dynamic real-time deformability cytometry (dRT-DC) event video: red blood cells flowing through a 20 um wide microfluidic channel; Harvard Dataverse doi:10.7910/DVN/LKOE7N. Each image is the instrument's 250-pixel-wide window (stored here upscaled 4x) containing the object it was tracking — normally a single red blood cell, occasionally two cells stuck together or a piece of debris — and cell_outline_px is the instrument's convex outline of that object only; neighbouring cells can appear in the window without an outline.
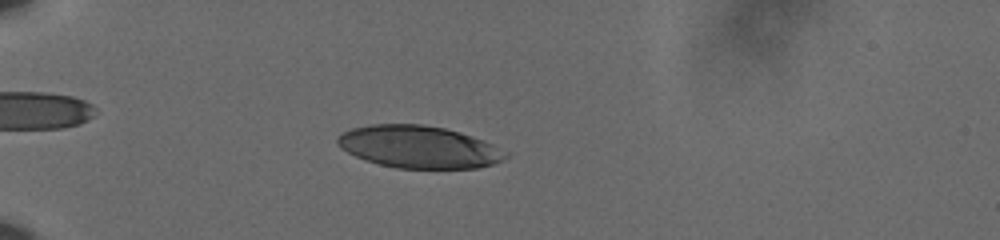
{"species": "human", "species_latin": "Homo sapiens", "temperature_condition": "cold", "stored_images_in_passage": 54, "camera_frame_rate_fps": 3000, "um_per_image_px": 0.085, "donor": {"sex": "male"}, "frame": {"image": 1, "passage_image": 13, "time_ms": 4.0, "image_size_px": [1000, 240], "cell_outline_px": [[508, 156], [504, 160], [492, 164], [476, 168], [396, 168], [380, 164], [356, 156], [340, 148], [336, 144], [336, 136], [352, 128], [372, 124], [424, 124], [444, 128], [460, 132], [484, 140], [508, 152]], "centroid_in_image_um": [35.61, 12.48], "position_along_channel_um": 49.4, "area_um2": 41.44}}
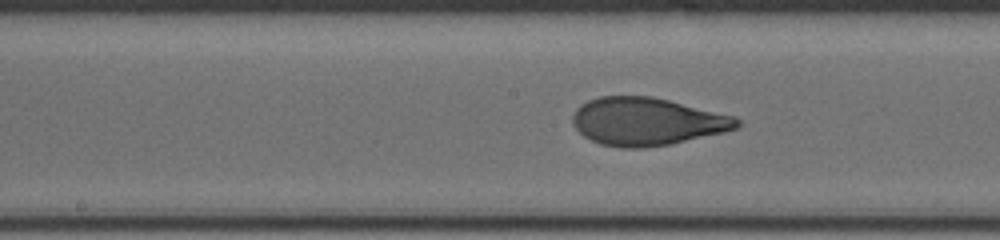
{"frame": {"image": 2, "passage_image": 28, "time_ms": 9.0, "image_size_px": [1000, 240], "cell_outline_px": [[740, 124], [736, 128], [724, 132], [668, 144], [644, 148], [620, 148], [600, 144], [584, 136], [572, 124], [572, 116], [576, 108], [580, 104], [588, 100], [600, 96], [652, 96], [736, 116], [740, 120]], "centroid_in_image_um": [54.97, 10.32], "position_along_channel_um": 193.2, "area_um2": 45.78}}
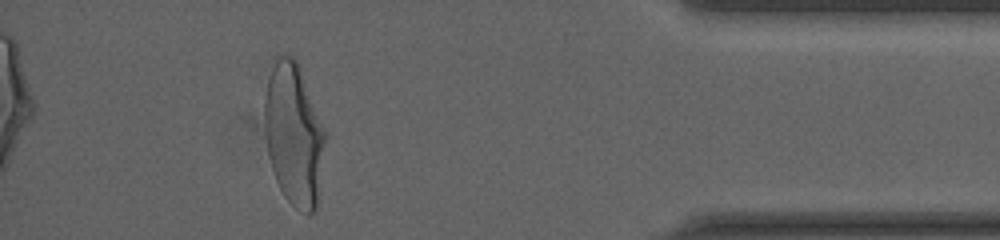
{"frame": {"image": 3, "passage_image": 49, "time_ms": 16.0, "image_size_px": [1000, 240], "cell_outline_px": [[324, 144], [316, 208], [308, 216], [300, 212], [284, 196], [276, 180], [272, 168], [268, 152], [264, 120], [264, 96], [272, 56], [276, 52], [292, 56], [296, 60], [300, 68], [324, 128]], "centroid_in_image_um": [24.93, 11.34], "position_along_channel_um": 410.3, "area_um2": 50.11}, "authors_computed_cell_mechanics": {"area_um2": 45.6331, "velocity_mm_per_s": 3.6068, "shape_relaxation_time_tau1_ms": 4.5594, "shape_relaxation_time_tau2_ms": 0.8125, "deformation_change_tau1": 0.2143, "deformation_change_tau2": 0.0735}}